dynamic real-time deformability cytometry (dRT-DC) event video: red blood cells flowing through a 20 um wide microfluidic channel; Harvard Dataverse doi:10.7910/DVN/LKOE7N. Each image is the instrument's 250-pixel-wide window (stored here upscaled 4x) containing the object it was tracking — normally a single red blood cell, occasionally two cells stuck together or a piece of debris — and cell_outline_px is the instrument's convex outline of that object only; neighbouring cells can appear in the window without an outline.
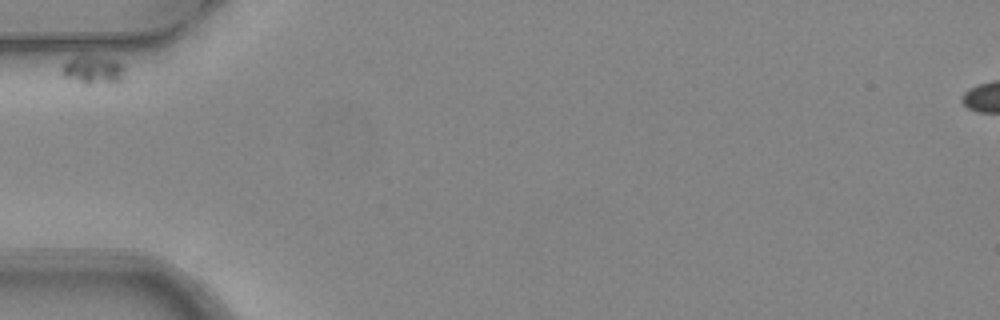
{"species": "common noctule bat (a hibernating species)", "species_latin": "Nyctalus noctula", "temperature_condition": "warm", "stored_images_in_passage": 3, "camera_frame_rate_fps": 3000, "um_per_image_px": 0.085, "animal": {"sex": "female", "body_mass_g": 24.6, "forearm_length_mm": 56.2}, "frame": {"image": 1, "passage_image": 1, "time_ms": 0.0, "image_size_px": [1000, 320], "cell_outline_px": [[124, 72], [120, 84], [84, 84], [64, 76], [64, 64], [72, 56], [92, 56], [120, 60], [124, 68]], "centroid_in_image_um": [8.0, 5.96], "position_along_channel_um": 77.0, "area_um2": 10.52}}
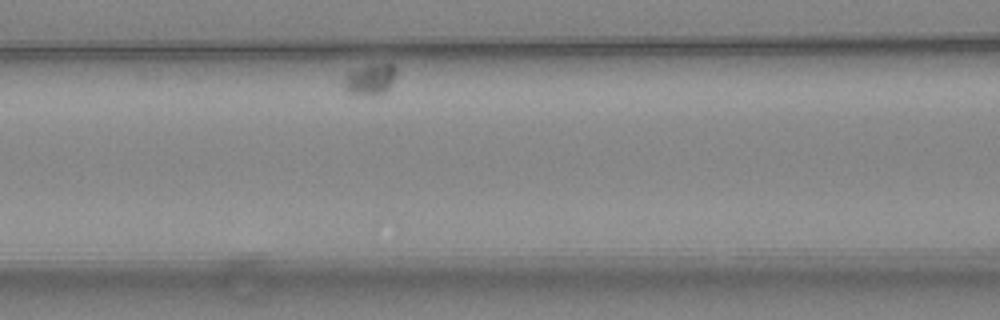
{"frame": {"image": 2, "passage_image": 3, "time_ms": 0.667, "image_size_px": [1000, 320], "cell_outline_px": [[396, 72], [388, 92], [376, 96], [356, 96], [344, 92], [340, 84], [340, 80], [348, 72], [356, 68], [368, 64], [388, 60], [396, 68]], "centroid_in_image_um": [31.39, 6.76], "position_along_channel_um": 135.2, "area_um2": 10.64}}